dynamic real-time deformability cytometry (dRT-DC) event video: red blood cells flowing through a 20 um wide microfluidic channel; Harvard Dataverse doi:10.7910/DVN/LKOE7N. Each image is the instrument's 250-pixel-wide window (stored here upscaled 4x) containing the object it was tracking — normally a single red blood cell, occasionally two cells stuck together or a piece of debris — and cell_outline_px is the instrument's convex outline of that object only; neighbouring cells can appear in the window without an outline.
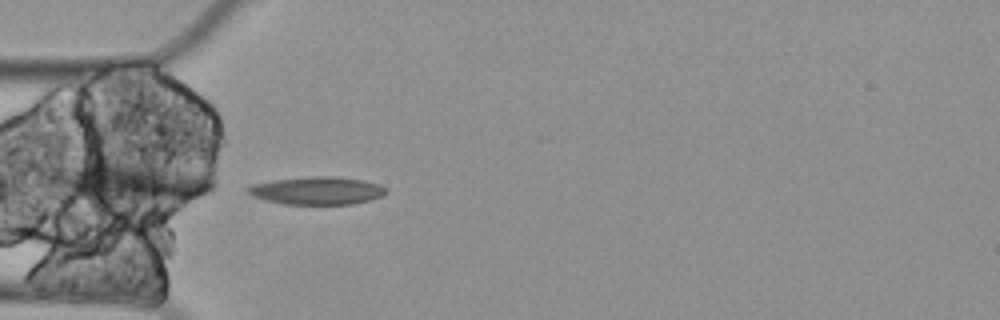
{"species": "Egyptian fruit bat (a non-hibernating species)", "species_latin": "Rousettus aegyptiacus", "temperature_condition": "cold", "stored_images_in_passage": 5, "camera_frame_rate_fps": 3000, "um_per_image_px": 0.085, "animal": {"sex": "female"}, "frame": {"image": 1, "passage_image": 5, "time_ms": 1.333, "image_size_px": [1000, 320], "cell_outline_px": [[388, 192], [380, 196], [368, 200], [352, 204], [284, 204], [264, 200], [252, 196], [244, 188], [252, 184], [276, 180], [308, 176], [332, 176], [364, 180], [380, 184], [388, 188]], "centroid_in_image_um": [26.95, 16.2], "position_along_channel_um": 58.1, "area_um2": 22.48}}